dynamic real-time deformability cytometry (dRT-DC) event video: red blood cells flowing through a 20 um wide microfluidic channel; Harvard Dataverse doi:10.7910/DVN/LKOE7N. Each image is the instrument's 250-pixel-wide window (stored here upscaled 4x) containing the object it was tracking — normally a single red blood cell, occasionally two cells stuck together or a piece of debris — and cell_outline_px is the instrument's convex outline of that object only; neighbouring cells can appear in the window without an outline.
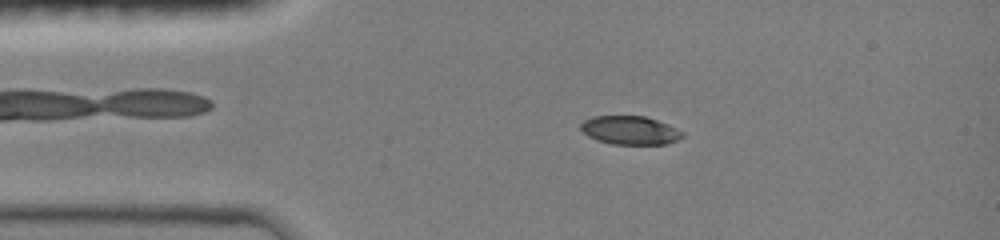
{"species": "common noctule bat (a hibernating species)", "species_latin": "Nyctalus noctula", "temperature_condition": "room temperature", "stored_images_in_passage": 46, "camera_frame_rate_fps": 3000, "um_per_image_px": 0.085, "animal": {"sex": "female", "body_mass_g": 19.0, "forearm_length_mm": 51.5}, "frame": {"image": 1, "passage_image": 8, "time_ms": 2.333, "image_size_px": [1000, 240], "cell_outline_px": [[684, 136], [676, 140], [664, 144], [612, 144], [596, 140], [588, 136], [580, 128], [580, 124], [584, 120], [592, 116], [644, 116], [668, 124], [684, 132]], "centroid_in_image_um": [53.53, 11.07], "position_along_channel_um": 31.5, "area_um2": 16.88}}
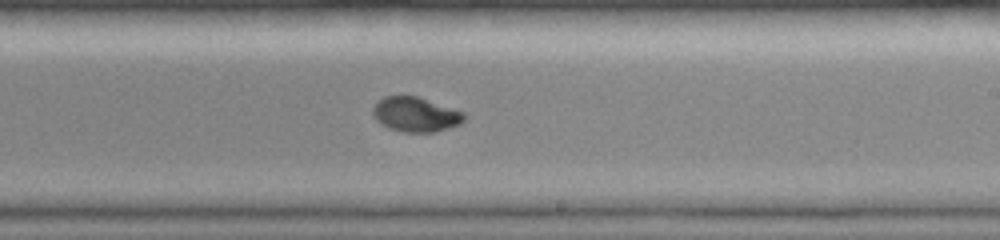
{"frame": {"image": 2, "passage_image": 27, "time_ms": 8.667, "image_size_px": [1000, 240], "cell_outline_px": [[464, 120], [460, 124], [436, 132], [404, 132], [388, 128], [376, 120], [372, 116], [372, 108], [384, 96], [416, 96], [464, 112]], "centroid_in_image_um": [35.3, 9.74], "position_along_channel_um": 253.7, "area_um2": 18.32}}
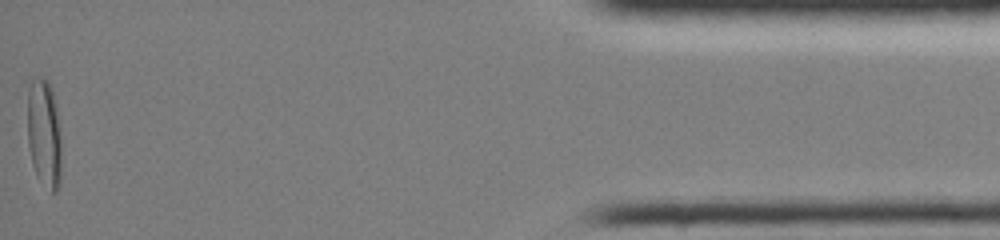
{"frame": {"image": 3, "passage_image": 46, "time_ms": 15.0, "image_size_px": [1000, 240], "cell_outline_px": [[60, 188], [56, 192], [52, 192], [36, 176], [32, 164], [28, 144], [28, 92], [32, 80], [36, 76], [48, 80], [52, 88], [56, 104], [60, 136]], "centroid_in_image_um": [3.75, 11.34], "position_along_channel_um": 431.4, "area_um2": 21.5}, "authors_computed_cell_mechanics": {"area_um2": 18.8428, "velocity_mm_per_s": 4.0604, "shape_relaxation_time_tau1_ms": 5.4135, "shape_relaxation_time_tau2_ms": 1.1101, "deformation_change_tau1": 0.2144, "deformation_change_tau2": 0.0323}}